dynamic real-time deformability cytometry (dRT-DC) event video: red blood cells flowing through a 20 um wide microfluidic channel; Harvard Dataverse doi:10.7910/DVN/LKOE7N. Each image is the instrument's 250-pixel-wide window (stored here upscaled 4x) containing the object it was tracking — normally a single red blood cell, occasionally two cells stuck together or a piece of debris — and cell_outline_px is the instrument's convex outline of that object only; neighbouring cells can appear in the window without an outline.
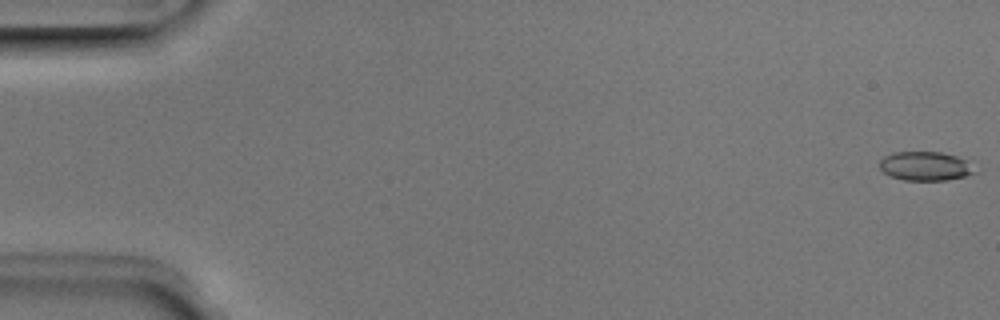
{"species": "Egyptian fruit bat (a non-hibernating species)", "species_latin": "Rousettus aegyptiacus", "temperature_condition": "room temperature", "stored_images_in_passage": 6, "camera_frame_rate_fps": 3000, "um_per_image_px": 0.085, "animal": {"sex": "male"}, "frame": {"image": 1, "passage_image": 1, "time_ms": 0.0, "image_size_px": [1000, 320], "cell_outline_px": [[976, 172], [964, 176], [948, 180], [904, 180], [892, 176], [884, 172], [880, 168], [880, 160], [884, 156], [892, 152], [940, 152], [956, 156], [968, 160]], "centroid_in_image_um": [78.65, 14.11], "position_along_channel_um": 6.3, "area_um2": 16.01}}
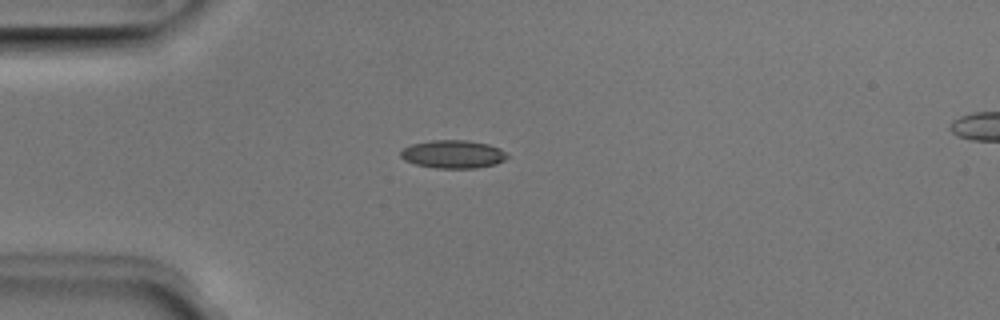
{"frame": {"image": 2, "passage_image": 5, "time_ms": 1.333, "image_size_px": [1000, 320], "cell_outline_px": [[508, 156], [504, 160], [496, 164], [476, 168], [436, 168], [416, 164], [404, 160], [400, 156], [400, 152], [404, 148], [412, 144], [432, 140], [468, 140], [488, 144], [500, 148]], "centroid_in_image_um": [38.51, 13.1], "position_along_channel_um": 46.5, "area_um2": 17.4}}